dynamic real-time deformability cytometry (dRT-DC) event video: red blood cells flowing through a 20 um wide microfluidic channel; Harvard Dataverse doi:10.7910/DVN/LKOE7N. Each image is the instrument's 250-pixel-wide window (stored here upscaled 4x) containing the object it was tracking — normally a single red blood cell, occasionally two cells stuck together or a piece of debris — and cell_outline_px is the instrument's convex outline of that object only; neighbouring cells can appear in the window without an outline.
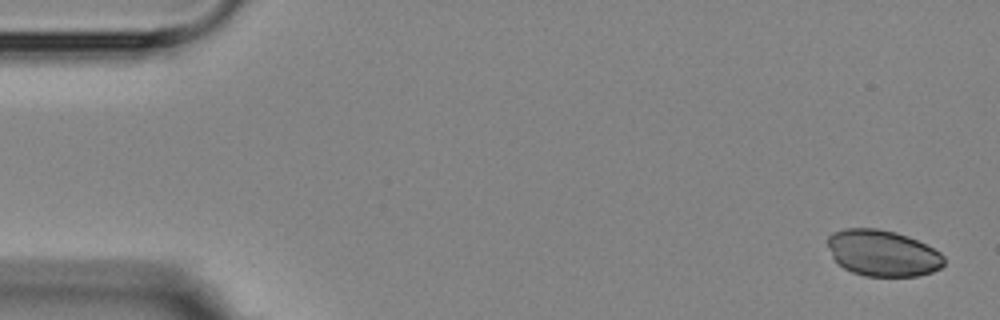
{"species": "Egyptian fruit bat (a non-hibernating species)", "species_latin": "Rousettus aegyptiacus", "temperature_condition": "room temperature", "stored_images_in_passage": 7, "camera_frame_rate_fps": 3000, "um_per_image_px": 0.085, "animal": {"sex": "female"}, "frame": {"image": 1, "passage_image": 1, "time_ms": 0.0, "image_size_px": [1000, 320], "cell_outline_px": [[944, 264], [940, 268], [932, 272], [920, 276], [864, 276], [852, 272], [844, 268], [832, 256], [828, 244], [828, 236], [832, 232], [844, 228], [876, 228], [896, 232], [908, 236], [940, 252], [944, 256]], "centroid_in_image_um": [75.03, 21.51], "position_along_channel_um": 10.0, "area_um2": 31.33}}
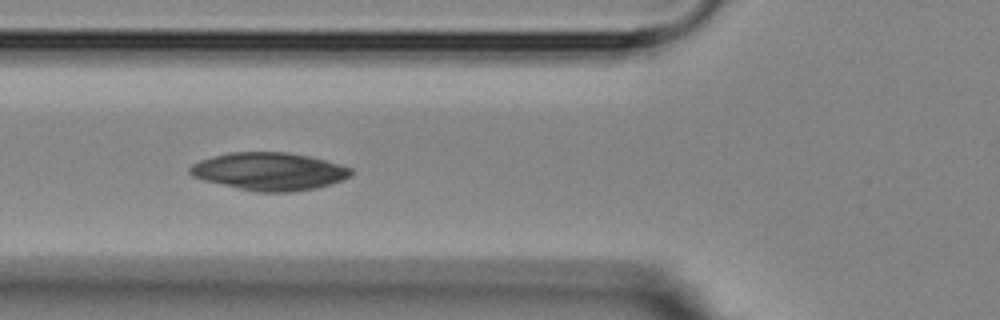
{"frame": {"image": 2, "passage_image": 6, "time_ms": 6.0, "image_size_px": [1000, 320], "cell_outline_px": [[352, 176], [344, 180], [316, 188], [292, 192], [256, 192], [204, 180], [192, 176], [188, 172], [188, 168], [192, 164], [200, 160], [228, 152], [284, 152], [308, 156], [340, 164], [352, 168]], "centroid_in_image_um": [22.9, 14.57], "position_along_channel_um": 102.9, "area_um2": 35.43}}
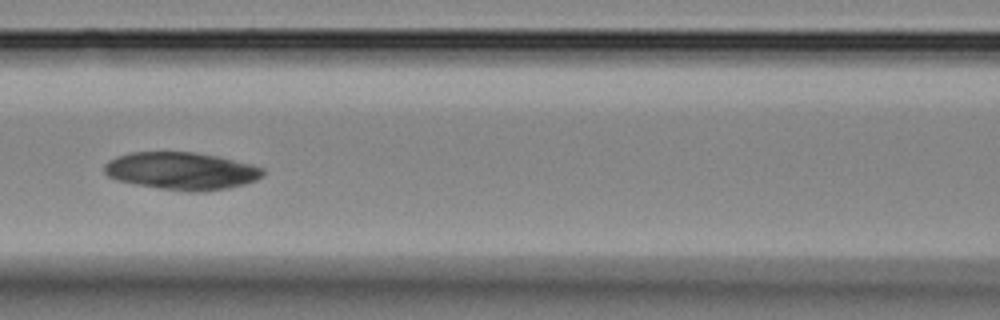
{"frame": {"image": 3, "passage_image": 7, "time_ms": 7.333, "image_size_px": [1000, 320], "cell_outline_px": [[264, 172], [256, 180], [244, 184], [228, 188], [200, 192], [192, 192], [160, 188], [136, 184], [116, 180], [108, 176], [104, 172], [104, 164], [108, 160], [116, 156], [132, 152], [196, 152], [216, 156], [252, 164], [264, 168]], "centroid_in_image_um": [15.41, 14.52], "position_along_channel_um": 151.2, "area_um2": 34.62}}